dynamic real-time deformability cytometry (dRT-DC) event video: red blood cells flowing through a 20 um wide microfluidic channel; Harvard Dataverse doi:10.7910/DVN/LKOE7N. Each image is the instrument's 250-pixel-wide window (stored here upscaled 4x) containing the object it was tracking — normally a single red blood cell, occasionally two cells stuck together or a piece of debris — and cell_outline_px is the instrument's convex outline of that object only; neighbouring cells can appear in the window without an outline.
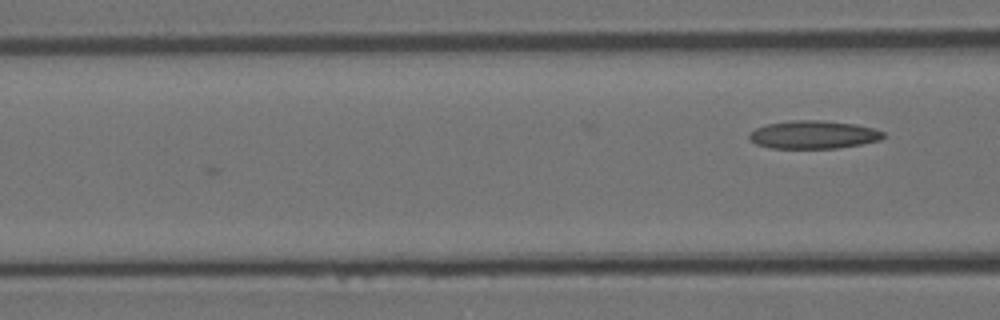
{"species": "Egyptian fruit bat (a non-hibernating species)", "species_latin": "Rousettus aegyptiacus", "temperature_condition": "room temperature", "stored_images_in_passage": 4, "camera_frame_rate_fps": 3000, "um_per_image_px": 0.085, "animal": {"sex": "female"}, "frame": {"image": 1, "passage_image": 4, "time_ms": 1.0, "image_size_px": [1000, 320], "cell_outline_px": [[884, 136], [880, 140], [860, 144], [836, 148], [772, 148], [756, 144], [748, 136], [756, 128], [768, 124], [792, 120], [824, 120], [856, 124], [872, 128], [884, 132]], "centroid_in_image_um": [69.16, 11.44], "position_along_channel_um": 97.4, "area_um2": 21.73}}